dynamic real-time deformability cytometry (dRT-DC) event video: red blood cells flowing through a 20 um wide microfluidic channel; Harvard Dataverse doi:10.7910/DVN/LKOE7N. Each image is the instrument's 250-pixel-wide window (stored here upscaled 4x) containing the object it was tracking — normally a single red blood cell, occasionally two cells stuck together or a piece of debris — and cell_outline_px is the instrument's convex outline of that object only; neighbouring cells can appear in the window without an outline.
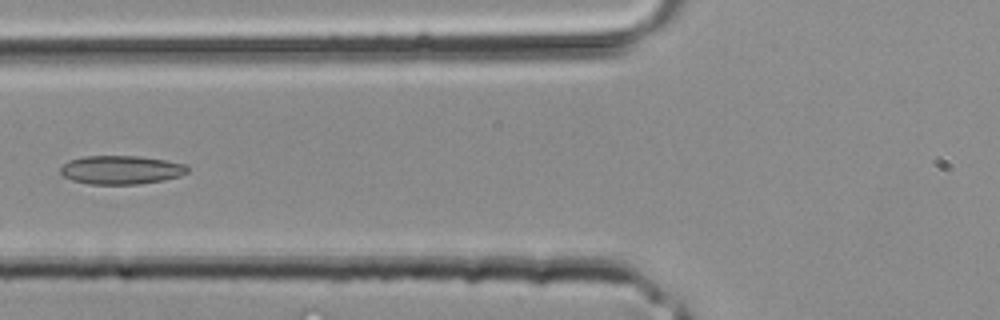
{"species": "common noctule bat (a hibernating species)", "species_latin": "Nyctalus noctula", "temperature_condition": "room temperature", "stored_images_in_passage": 3, "camera_frame_rate_fps": 3000, "um_per_image_px": 0.085, "animal": {"sex": "male", "body_mass_g": 20.4}, "frame": {"image": 1, "passage_image": 3, "time_ms": 0.667, "image_size_px": [1000, 320], "cell_outline_px": [[188, 172], [180, 176], [164, 180], [140, 184], [88, 184], [72, 180], [64, 176], [60, 172], [60, 168], [68, 160], [84, 156], [140, 156], [164, 160], [184, 164], [188, 168]], "centroid_in_image_um": [10.28, 14.44], "position_along_channel_um": 115.5, "area_um2": 21.21}}